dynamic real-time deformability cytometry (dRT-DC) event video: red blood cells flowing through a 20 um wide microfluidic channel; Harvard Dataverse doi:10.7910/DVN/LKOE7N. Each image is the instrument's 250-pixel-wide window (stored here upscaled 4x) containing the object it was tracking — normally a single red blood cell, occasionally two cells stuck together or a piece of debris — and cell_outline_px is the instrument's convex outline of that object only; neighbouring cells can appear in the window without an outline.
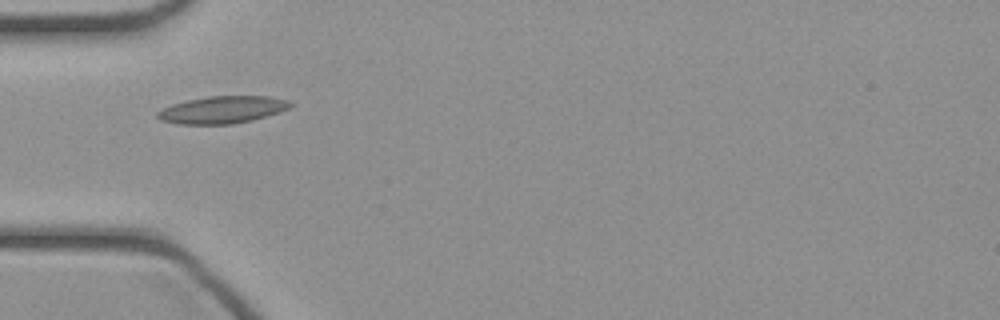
{"species": "common noctule bat (a hibernating species)", "species_latin": "Nyctalus noctula", "temperature_condition": "cold", "stored_images_in_passage": 32, "camera_frame_rate_fps": 3000, "um_per_image_px": 0.085, "animal": {"sex": "female", "body_mass_g": 21.9}, "frame": {"image": 1, "passage_image": 1, "time_ms": 0.0, "image_size_px": [1000, 320], "cell_outline_px": [[292, 104], [288, 108], [280, 112], [252, 120], [232, 124], [176, 124], [160, 120], [156, 116], [156, 112], [172, 104], [188, 100], [208, 96], [268, 96], [288, 100]], "centroid_in_image_um": [18.88, 9.33], "position_along_channel_um": 66.1, "area_um2": 21.04}}
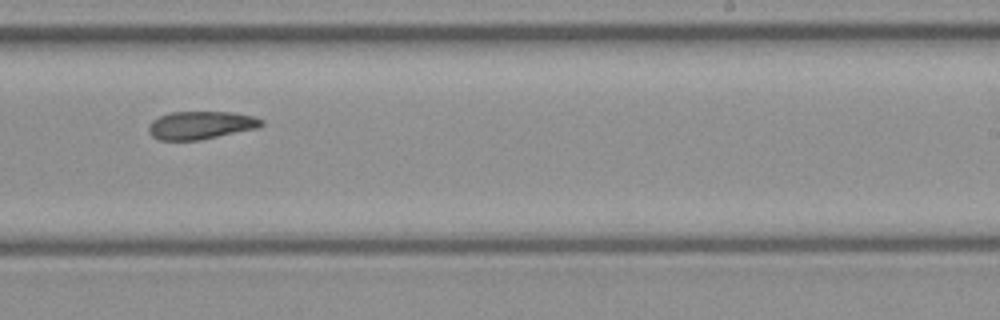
{"frame": {"image": 2, "passage_image": 15, "time_ms": 4.667, "image_size_px": [1000, 320], "cell_outline_px": [[264, 124], [256, 128], [200, 140], [160, 140], [152, 136], [148, 132], [148, 124], [152, 120], [160, 116], [172, 112], [232, 112], [252, 116], [264, 120]], "centroid_in_image_um": [17.04, 10.64], "position_along_channel_um": 272.0, "area_um2": 18.32}}
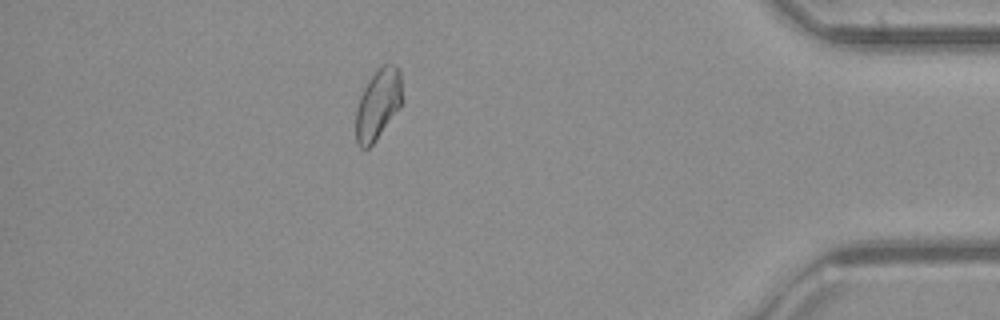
{"frame": {"image": 3, "passage_image": 27, "time_ms": 8.667, "image_size_px": [1000, 320], "cell_outline_px": [[400, 108], [376, 140], [368, 148], [360, 148], [356, 144], [356, 108], [360, 96], [368, 80], [384, 64], [392, 64], [400, 68]], "centroid_in_image_um": [32.1, 8.9], "position_along_channel_um": 403.1, "area_um2": 18.73}}